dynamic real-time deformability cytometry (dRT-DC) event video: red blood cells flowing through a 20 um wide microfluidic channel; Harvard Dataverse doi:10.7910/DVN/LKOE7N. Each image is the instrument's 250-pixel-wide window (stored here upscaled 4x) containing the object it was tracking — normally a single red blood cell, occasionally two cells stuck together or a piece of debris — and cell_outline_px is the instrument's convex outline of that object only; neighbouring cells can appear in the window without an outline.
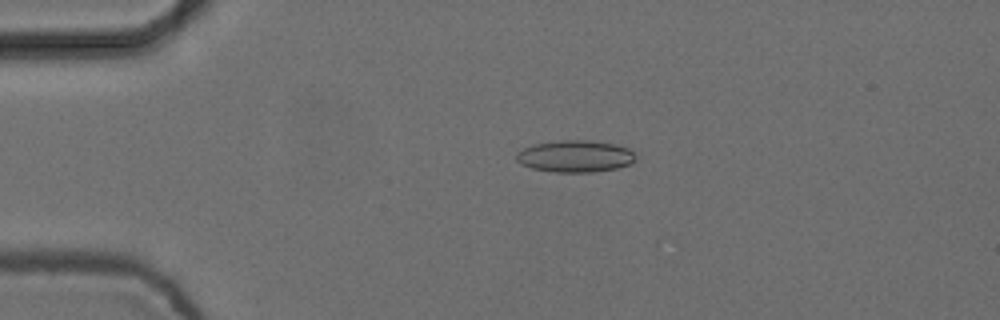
{"species": "common noctule bat (a hibernating species)", "species_latin": "Nyctalus noctula", "temperature_condition": "cold", "stored_images_in_passage": 5, "camera_frame_rate_fps": 3000, "um_per_image_px": 0.085, "animal": {"sex": "female", "body_mass_g": 24.6, "forearm_length_mm": 56.2}, "frame": {"image": 1, "passage_image": 4, "time_ms": 1.0, "image_size_px": [1000, 320], "cell_outline_px": [[636, 160], [628, 164], [616, 168], [592, 172], [552, 172], [532, 168], [520, 164], [516, 160], [516, 152], [524, 148], [536, 144], [560, 140], [584, 140], [616, 144], [628, 148], [636, 156]], "centroid_in_image_um": [48.87, 13.28], "position_along_channel_um": 36.1, "area_um2": 22.08}}